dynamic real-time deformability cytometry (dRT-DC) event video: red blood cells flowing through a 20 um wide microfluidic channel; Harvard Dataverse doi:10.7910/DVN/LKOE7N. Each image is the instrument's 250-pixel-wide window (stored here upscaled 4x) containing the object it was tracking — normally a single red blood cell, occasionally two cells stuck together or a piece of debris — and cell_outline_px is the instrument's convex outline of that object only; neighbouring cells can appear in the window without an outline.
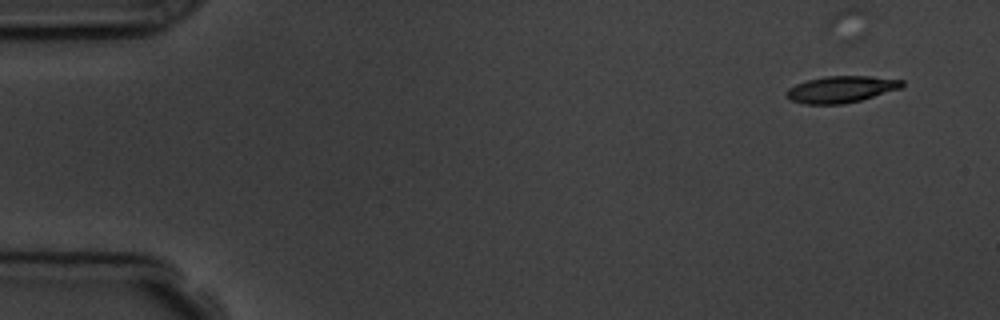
{"species": "common noctule bat (a hibernating species)", "species_latin": "Nyctalus noctula", "temperature_condition": "room temperature", "stored_images_in_passage": 5, "camera_frame_rate_fps": 3000, "um_per_image_px": 0.085, "animal": {"sex": "male", "body_mass_g": 19.5, "forearm_length_mm": 54.6}, "frame": {"image": 1, "passage_image": 2, "time_ms": 1.333, "image_size_px": [1000, 320], "cell_outline_px": [[904, 84], [900, 88], [860, 100], [844, 104], [804, 104], [788, 100], [784, 92], [788, 88], [796, 84], [808, 80], [824, 76], [868, 76], [904, 80]], "centroid_in_image_um": [71.43, 7.59], "position_along_channel_um": 13.6, "area_um2": 17.92}}